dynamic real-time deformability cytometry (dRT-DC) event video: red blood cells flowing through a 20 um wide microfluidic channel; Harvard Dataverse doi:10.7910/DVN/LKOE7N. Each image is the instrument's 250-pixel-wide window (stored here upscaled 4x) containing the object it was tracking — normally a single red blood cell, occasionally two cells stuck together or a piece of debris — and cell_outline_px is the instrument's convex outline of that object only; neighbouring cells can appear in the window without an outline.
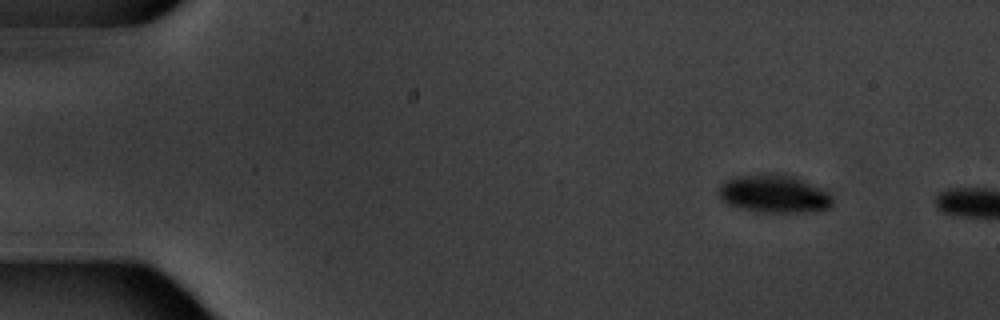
{"species": "common noctule bat (a hibernating species)", "species_latin": "Nyctalus noctula", "temperature_condition": "warm", "stored_images_in_passage": 2, "camera_frame_rate_fps": 3000, "um_per_image_px": 0.085, "animal": {"sex": "male", "body_mass_g": 20.1, "forearm_length_mm": 53.5}, "frame": {"image": 1, "passage_image": 1, "time_ms": 0.0, "image_size_px": [1000, 320], "cell_outline_px": [[832, 208], [804, 212], [768, 212], [744, 208], [728, 204], [720, 200], [720, 184], [724, 180], [736, 176], [760, 172], [784, 172], [820, 188], [828, 192], [832, 196]], "centroid_in_image_um": [65.79, 16.43], "position_along_channel_um": 19.2, "area_um2": 25.43}}